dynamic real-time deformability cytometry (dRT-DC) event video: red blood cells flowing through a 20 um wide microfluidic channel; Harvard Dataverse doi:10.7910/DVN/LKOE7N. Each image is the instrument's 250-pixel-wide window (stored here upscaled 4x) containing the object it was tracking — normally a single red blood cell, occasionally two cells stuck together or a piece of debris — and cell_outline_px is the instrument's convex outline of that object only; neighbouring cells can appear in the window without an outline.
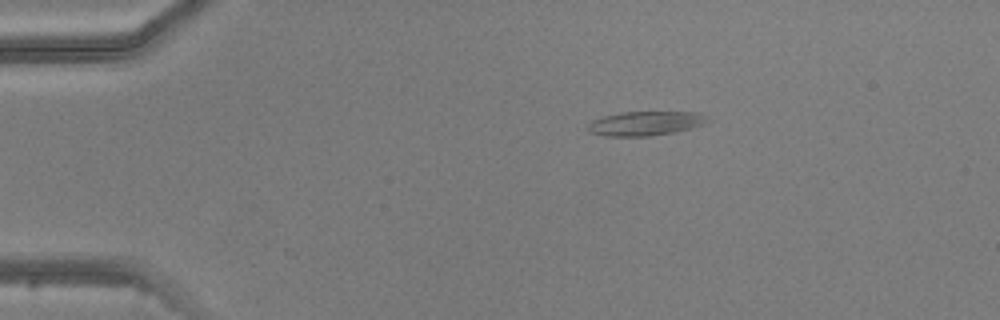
{"species": "common noctule bat (a hibernating species)", "species_latin": "Nyctalus noctula", "temperature_condition": "warm", "stored_images_in_passage": 3, "camera_frame_rate_fps": 3000, "um_per_image_px": 0.085, "animal": {"sex": "male", "body_mass_g": 20.5, "forearm_length_mm": 52.5}, "frame": {"image": 1, "passage_image": 1, "time_ms": 0.0, "image_size_px": [1000, 320], "cell_outline_px": [[708, 120], [704, 124], [692, 128], [672, 132], [648, 136], [604, 136], [588, 132], [588, 124], [592, 120], [604, 116], [620, 112], [700, 112], [708, 116]], "centroid_in_image_um": [54.85, 10.48], "position_along_channel_um": 30.1, "area_um2": 16.94}}